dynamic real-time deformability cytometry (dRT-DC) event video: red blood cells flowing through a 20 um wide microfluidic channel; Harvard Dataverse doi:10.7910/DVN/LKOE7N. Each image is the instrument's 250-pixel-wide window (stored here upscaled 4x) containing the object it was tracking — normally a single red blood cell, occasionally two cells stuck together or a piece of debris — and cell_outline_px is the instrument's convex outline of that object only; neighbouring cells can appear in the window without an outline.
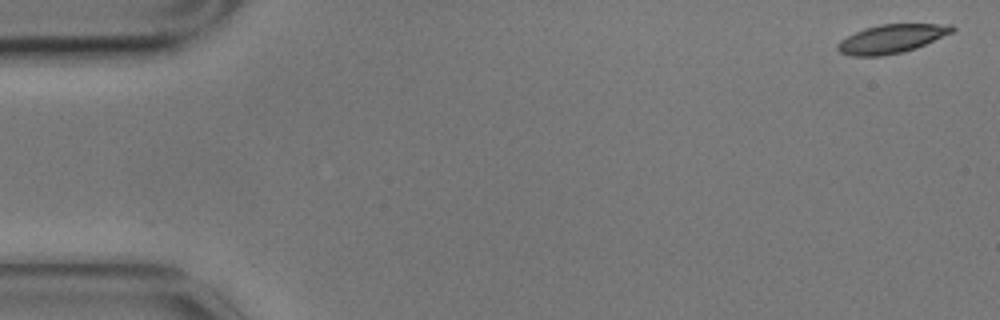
{"species": "common noctule bat (a hibernating species)", "species_latin": "Nyctalus noctula", "temperature_condition": "cold", "stored_images_in_passage": 4, "camera_frame_rate_fps": 3000, "um_per_image_px": 0.085, "animal": {"sex": "male", "body_mass_g": 17.9}, "frame": {"image": 1, "passage_image": 1, "time_ms": 0.0, "image_size_px": [1000, 320], "cell_outline_px": [[956, 28], [952, 32], [916, 48], [904, 52], [884, 56], [852, 56], [840, 52], [836, 48], [836, 44], [840, 40], [864, 28], [880, 24], [952, 24]], "centroid_in_image_um": [75.76, 3.3], "position_along_channel_um": 9.2, "area_um2": 19.13}}